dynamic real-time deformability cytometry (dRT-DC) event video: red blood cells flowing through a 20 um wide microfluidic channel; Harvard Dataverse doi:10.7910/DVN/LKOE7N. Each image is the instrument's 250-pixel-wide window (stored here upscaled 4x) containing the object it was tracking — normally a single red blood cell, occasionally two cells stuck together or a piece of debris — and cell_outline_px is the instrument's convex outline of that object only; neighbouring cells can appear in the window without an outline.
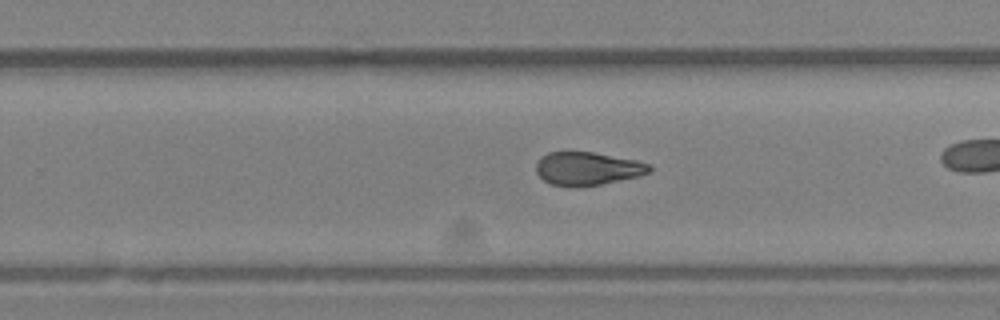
{"species": "Egyptian fruit bat (a non-hibernating species)", "species_latin": "Rousettus aegyptiacus", "temperature_condition": "room temperature", "stored_images_in_passage": 27, "camera_frame_rate_fps": 3000, "um_per_image_px": 0.085, "animal": {"sex": "female"}, "frame": {"image": 1, "passage_image": 20, "time_ms": 6.333, "image_size_px": [1000, 320], "cell_outline_px": [[652, 172], [640, 176], [600, 184], [576, 188], [552, 184], [544, 180], [536, 172], [536, 164], [540, 156], [548, 152], [592, 152], [636, 160], [652, 164]], "centroid_in_image_um": [49.96, 14.33], "position_along_channel_um": 279.8, "area_um2": 22.14}}
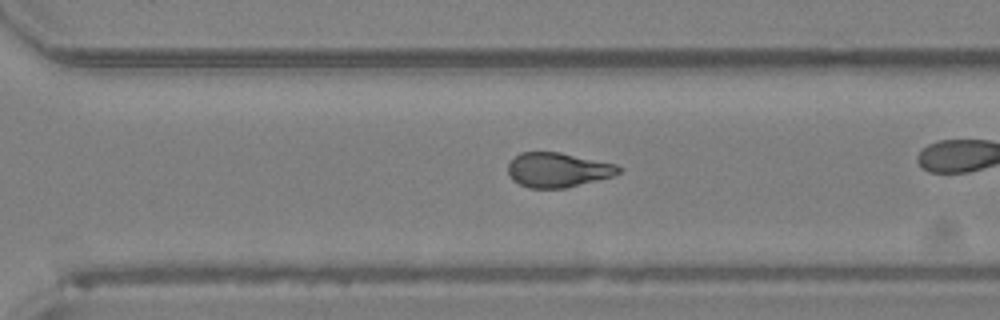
{"frame": {"image": 2, "passage_image": 23, "time_ms": 7.333, "image_size_px": [1000, 320], "cell_outline_px": [[624, 168], [620, 172], [612, 176], [564, 188], [528, 188], [512, 180], [508, 176], [508, 164], [520, 152], [560, 152], [616, 164]], "centroid_in_image_um": [47.4, 14.44], "position_along_channel_um": 323.2, "area_um2": 22.25}}